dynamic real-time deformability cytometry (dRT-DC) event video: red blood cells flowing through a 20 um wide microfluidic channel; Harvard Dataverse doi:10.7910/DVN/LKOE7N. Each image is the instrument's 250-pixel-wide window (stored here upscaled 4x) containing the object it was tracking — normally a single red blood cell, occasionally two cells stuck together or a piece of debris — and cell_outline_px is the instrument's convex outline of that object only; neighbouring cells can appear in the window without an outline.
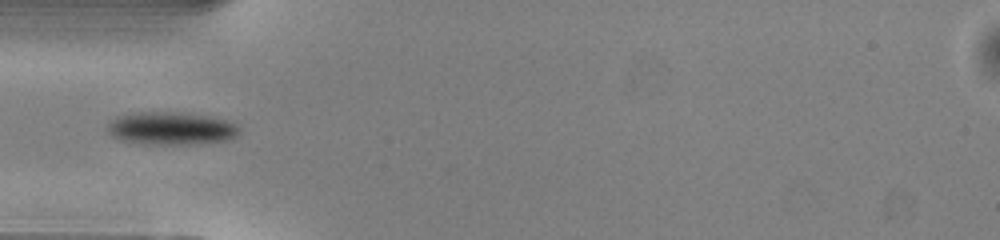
{"species": "common noctule bat (a hibernating species)", "species_latin": "Nyctalus noctula", "temperature_condition": "warm", "stored_images_in_passage": 36, "camera_frame_rate_fps": 3000, "um_per_image_px": 0.085, "animal": {"sex": "male", "body_mass_g": 13.0, "forearm_length_mm": 53.1}, "frame": {"image": 1, "passage_image": 1, "time_ms": 0.0, "image_size_px": [1000, 240], "cell_outline_px": [[240, 132], [236, 136], [228, 140], [196, 144], [140, 144], [120, 140], [112, 136], [108, 132], [108, 124], [116, 116], [140, 112], [172, 112], [204, 116], [224, 120], [236, 124], [240, 128]], "centroid_in_image_um": [14.52, 10.93], "position_along_channel_um": 70.5, "area_um2": 25.09}}
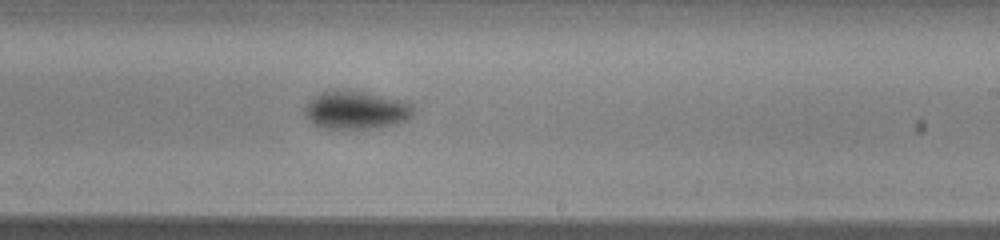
{"frame": {"image": 2, "passage_image": 15, "time_ms": 4.667, "image_size_px": [1000, 240], "cell_outline_px": [[412, 116], [408, 120], [396, 124], [368, 128], [324, 128], [316, 124], [304, 112], [304, 108], [320, 92], [364, 92], [404, 100], [412, 104]], "centroid_in_image_um": [30.34, 9.37], "position_along_channel_um": 258.7, "area_um2": 23.24}}
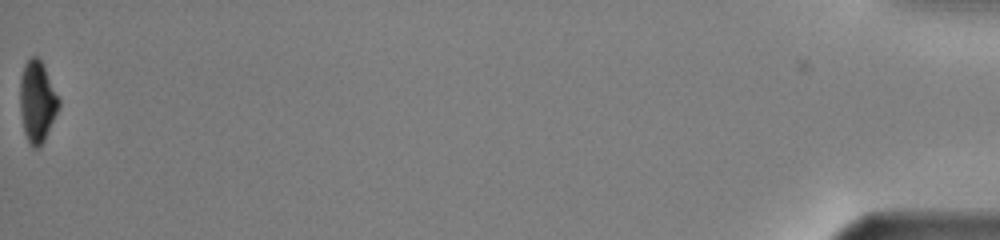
{"frame": {"image": 3, "passage_image": 36, "time_ms": 11.667, "image_size_px": [1000, 240], "cell_outline_px": [[60, 104], [44, 140], [36, 148], [32, 148], [24, 132], [20, 112], [20, 76], [24, 64], [32, 56], [36, 56], [40, 60], [60, 100]], "centroid_in_image_um": [3.14, 8.62], "position_along_channel_um": 432.1, "area_um2": 17.98}}